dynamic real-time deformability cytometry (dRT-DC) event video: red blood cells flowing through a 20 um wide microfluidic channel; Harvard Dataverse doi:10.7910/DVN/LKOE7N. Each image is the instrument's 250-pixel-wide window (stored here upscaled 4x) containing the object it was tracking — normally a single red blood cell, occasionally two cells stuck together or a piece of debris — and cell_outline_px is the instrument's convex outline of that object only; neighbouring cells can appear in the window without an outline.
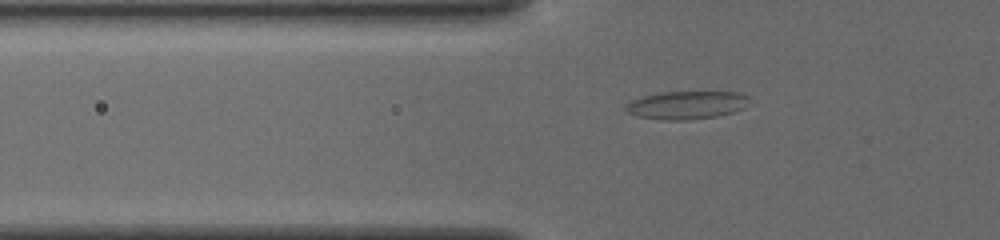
{"species": "common noctule bat (a hibernating species)", "species_latin": "Nyctalus noctula", "temperature_condition": "cold", "stored_images_in_passage": 24, "camera_frame_rate_fps": 3000, "um_per_image_px": 0.085, "animal": {"sex": "female", "body_mass_g": 19.5, "forearm_length_mm": 54.1}, "frame": {"image": 1, "passage_image": 2, "time_ms": 0.333, "image_size_px": [1000, 240], "cell_outline_px": [[748, 96], [744, 108], [732, 112], [716, 116], [688, 120], [664, 120], [636, 116], [628, 112], [624, 108], [632, 100], [644, 96], [660, 92], [736, 92]], "centroid_in_image_um": [58.33, 8.93], "position_along_channel_um": 67.5, "area_um2": 19.94}}
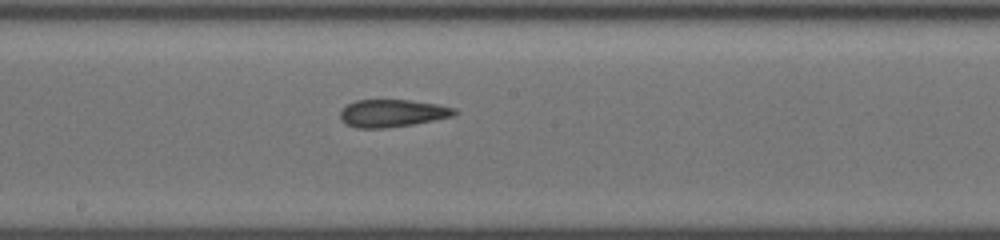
{"frame": {"image": 2, "passage_image": 12, "time_ms": 3.667, "image_size_px": [1000, 240], "cell_outline_px": [[456, 112], [452, 116], [412, 124], [384, 128], [356, 128], [344, 124], [340, 120], [340, 112], [348, 104], [356, 100], [408, 100], [436, 104], [456, 108]], "centroid_in_image_um": [33.29, 9.63], "position_along_channel_um": 214.9, "area_um2": 18.15}}
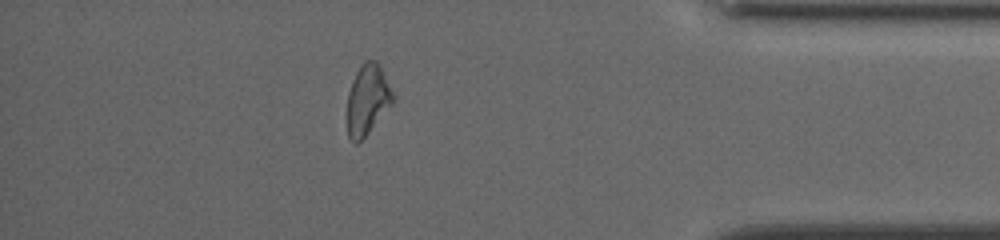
{"frame": {"image": 3, "passage_image": 21, "time_ms": 6.667, "image_size_px": [1000, 240], "cell_outline_px": [[392, 104], [368, 132], [356, 144], [348, 136], [348, 92], [356, 72], [360, 64], [364, 60], [376, 60], [380, 64], [392, 92]], "centroid_in_image_um": [31.23, 8.42], "position_along_channel_um": 404.0, "area_um2": 18.26}, "authors_computed_cell_mechanics": {"area_um2": 18.7272, "velocity_mm_per_s": 3.8623, "shape_relaxation_time_tau1_ms": null, "shape_relaxation_time_tau2_ms": 5.8652, "deformation_change_tau1": null, "deformation_change_tau2": 0.176}}